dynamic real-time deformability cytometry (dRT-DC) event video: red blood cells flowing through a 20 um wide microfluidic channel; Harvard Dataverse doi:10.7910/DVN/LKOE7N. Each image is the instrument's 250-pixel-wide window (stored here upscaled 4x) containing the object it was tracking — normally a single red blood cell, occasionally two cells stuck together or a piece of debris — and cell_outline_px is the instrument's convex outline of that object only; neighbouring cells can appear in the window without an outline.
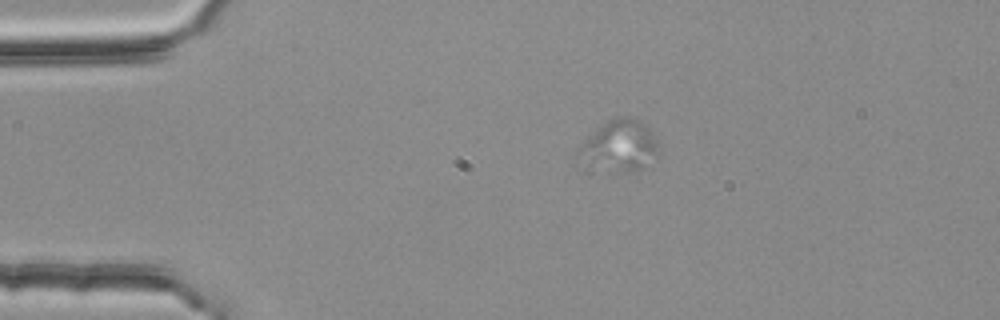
{"species": "common noctule bat (a hibernating species)", "species_latin": "Nyctalus noctula", "temperature_condition": "room temperature", "stored_images_in_passage": 4, "camera_frame_rate_fps": 3000, "um_per_image_px": 0.085, "animal": {"sex": "female", "body_mass_g": 25.1}, "frame": {"image": 1, "passage_image": 3, "time_ms": 0.667, "image_size_px": [1000, 320], "cell_outline_px": [[660, 152], [640, 168], [628, 172], [620, 172], [572, 164], [576, 152], [588, 136], [596, 128], [608, 120], [616, 116], [632, 116], [640, 120], [648, 128], [656, 140], [660, 148]], "centroid_in_image_um": [52.55, 12.4], "position_along_channel_um": 32.5, "area_um2": 24.51}}